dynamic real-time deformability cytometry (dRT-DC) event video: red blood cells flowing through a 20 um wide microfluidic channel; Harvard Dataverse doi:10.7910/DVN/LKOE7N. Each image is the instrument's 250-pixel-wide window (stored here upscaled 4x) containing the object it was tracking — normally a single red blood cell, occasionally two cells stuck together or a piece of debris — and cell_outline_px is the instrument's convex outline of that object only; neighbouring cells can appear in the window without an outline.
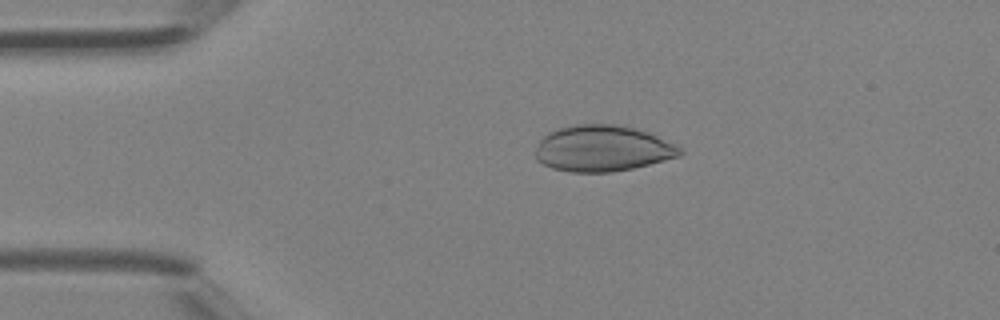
{"species": "Egyptian fruit bat (a non-hibernating species)", "species_latin": "Rousettus aegyptiacus", "temperature_condition": "room temperature", "stored_images_in_passage": 34, "camera_frame_rate_fps": 3000, "um_per_image_px": 0.085, "animal": {"sex": "female"}, "frame": {"image": 1, "passage_image": 2, "time_ms": 0.333, "image_size_px": [1000, 320], "cell_outline_px": [[684, 152], [680, 156], [632, 168], [612, 172], [568, 172], [552, 168], [536, 160], [536, 148], [540, 140], [548, 132], [560, 128], [576, 124], [612, 124], [632, 128], [648, 132], [680, 148]], "centroid_in_image_um": [51.17, 12.63], "position_along_channel_um": 33.8, "area_um2": 38.44}}
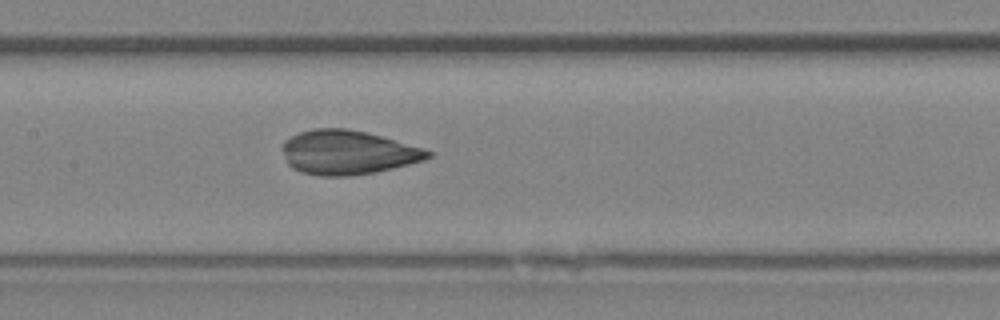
{"frame": {"image": 2, "passage_image": 13, "time_ms": 4.0, "image_size_px": [1000, 320], "cell_outline_px": [[436, 152], [432, 156], [424, 160], [376, 172], [348, 176], [320, 176], [300, 172], [292, 168], [288, 164], [280, 148], [284, 140], [300, 132], [312, 128], [344, 128], [364, 132], [380, 136], [424, 148]], "centroid_in_image_um": [29.54, 12.96], "position_along_channel_um": 177.9, "area_um2": 37.57}}
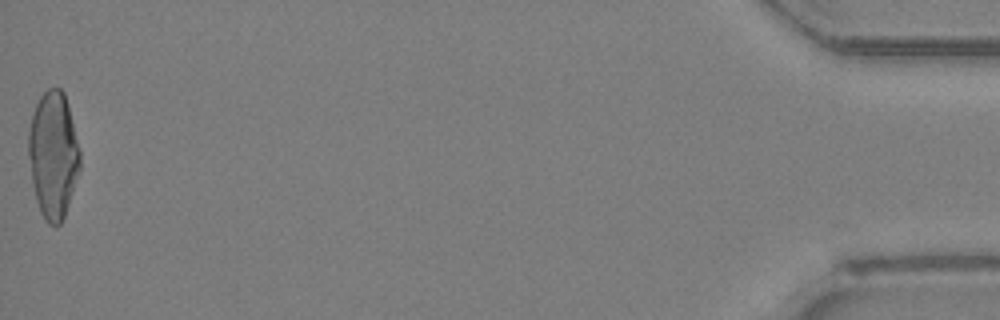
{"frame": {"image": 3, "passage_image": 34, "time_ms": 11.0, "image_size_px": [1000, 320], "cell_outline_px": [[80, 168], [64, 216], [60, 224], [48, 224], [44, 220], [40, 212], [36, 200], [32, 184], [28, 156], [28, 132], [32, 112], [40, 96], [48, 88], [60, 88], [64, 92], [68, 104], [80, 152]], "centroid_in_image_um": [4.5, 13.15], "position_along_channel_um": 430.7, "area_um2": 38.03}}